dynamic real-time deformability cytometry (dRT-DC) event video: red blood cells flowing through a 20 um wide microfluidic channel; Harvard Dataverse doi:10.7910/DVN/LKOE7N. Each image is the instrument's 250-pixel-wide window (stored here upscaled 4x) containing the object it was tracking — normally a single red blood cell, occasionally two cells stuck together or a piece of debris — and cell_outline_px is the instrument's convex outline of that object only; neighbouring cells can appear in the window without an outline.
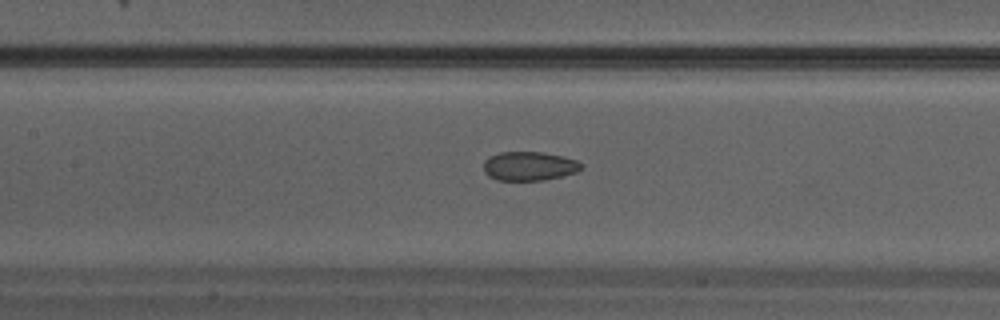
{"species": "Egyptian fruit bat (a non-hibernating species)", "species_latin": "Rousettus aegyptiacus", "temperature_condition": "warm", "stored_images_in_passage": 22, "camera_frame_rate_fps": 3000, "um_per_image_px": 0.085, "animal": {"sex": "male"}, "frame": {"image": 1, "passage_image": 7, "time_ms": 2.0, "image_size_px": [1000, 320], "cell_outline_px": [[584, 164], [576, 172], [544, 180], [496, 180], [488, 176], [484, 172], [484, 160], [488, 156], [500, 152], [540, 152], [560, 156], [576, 160]], "centroid_in_image_um": [44.93, 14.12], "position_along_channel_um": 162.5, "area_um2": 16.42}}
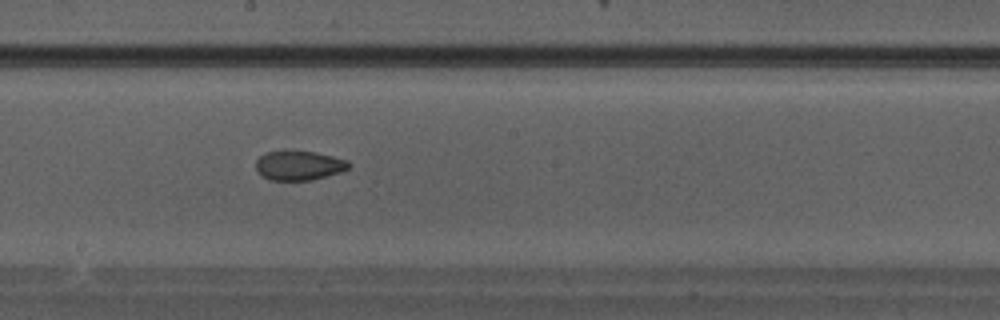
{"frame": {"image": 2, "passage_image": 10, "time_ms": 3.0, "image_size_px": [1000, 320], "cell_outline_px": [[352, 164], [348, 168], [340, 172], [312, 180], [268, 180], [256, 168], [256, 160], [264, 152], [284, 148], [312, 152], [332, 156], [348, 160]], "centroid_in_image_um": [25.39, 14.02], "position_along_channel_um": 222.8, "area_um2": 16.3}}